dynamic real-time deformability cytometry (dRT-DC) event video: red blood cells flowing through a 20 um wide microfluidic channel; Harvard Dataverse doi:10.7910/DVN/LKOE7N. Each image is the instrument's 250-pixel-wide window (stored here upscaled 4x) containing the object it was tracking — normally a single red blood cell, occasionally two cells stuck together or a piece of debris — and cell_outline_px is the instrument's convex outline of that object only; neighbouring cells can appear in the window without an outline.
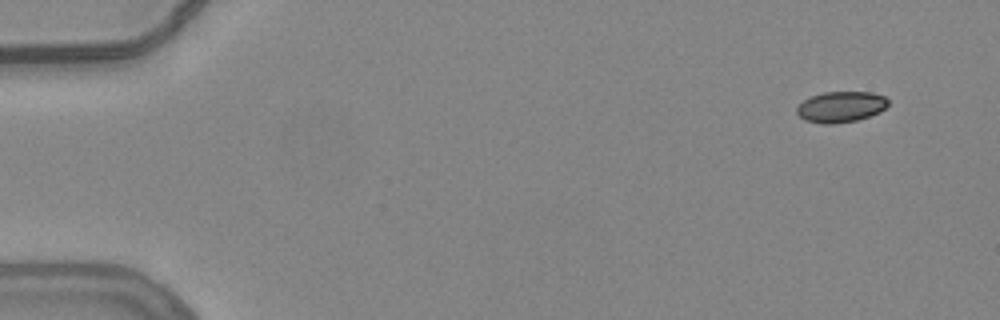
{"species": "common noctule bat (a hibernating species)", "species_latin": "Nyctalus noctula", "temperature_condition": "warm", "stored_images_in_passage": 17, "camera_frame_rate_fps": 3000, "um_per_image_px": 0.085, "animal": {"sex": "female", "body_mass_g": 24.6, "forearm_length_mm": 56.2}, "frame": {"image": 1, "passage_image": 1, "time_ms": 0.0, "image_size_px": [1000, 320], "cell_outline_px": [[888, 104], [880, 112], [856, 120], [832, 124], [824, 124], [804, 120], [796, 112], [796, 108], [804, 100], [812, 96], [824, 92], [872, 92], [884, 96], [888, 100]], "centroid_in_image_um": [71.47, 9.08], "position_along_channel_um": 13.5, "area_um2": 16.3}}
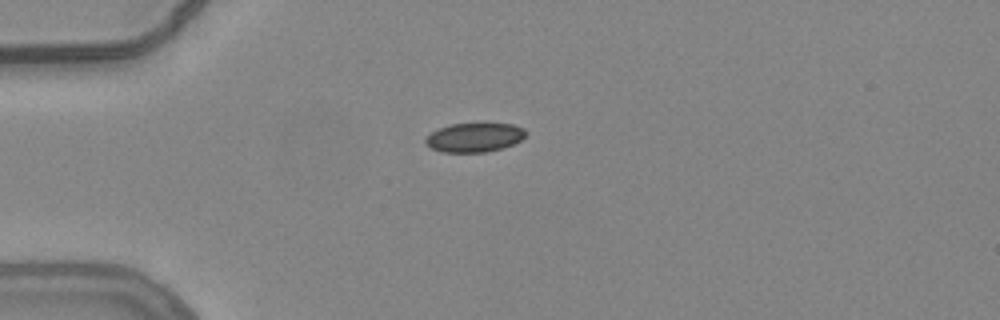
{"frame": {"image": 2, "passage_image": 12, "time_ms": 3.667, "image_size_px": [1000, 320], "cell_outline_px": [[528, 132], [520, 140], [512, 144], [500, 148], [484, 152], [444, 152], [432, 148], [424, 140], [432, 132], [440, 128], [452, 124], [484, 120], [512, 124], [524, 128]], "centroid_in_image_um": [40.38, 11.61], "position_along_channel_um": 44.6, "area_um2": 17.46}}